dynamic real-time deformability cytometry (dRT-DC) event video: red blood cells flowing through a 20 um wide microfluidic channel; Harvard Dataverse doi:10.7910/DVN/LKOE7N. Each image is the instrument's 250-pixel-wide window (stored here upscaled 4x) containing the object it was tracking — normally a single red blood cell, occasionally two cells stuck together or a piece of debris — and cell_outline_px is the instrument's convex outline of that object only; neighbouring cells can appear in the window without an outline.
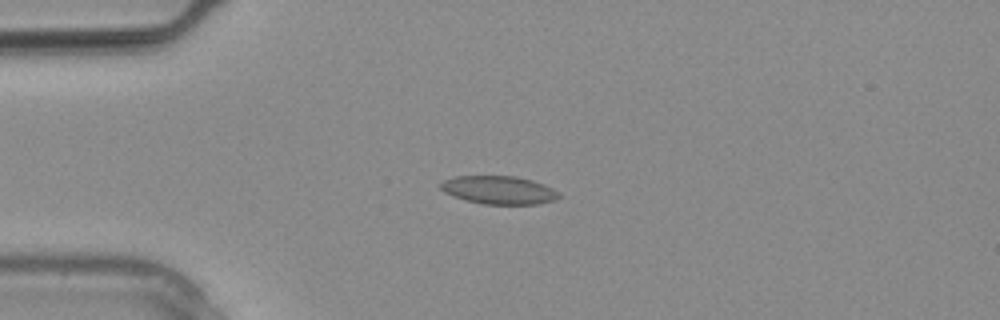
{"species": "common noctule bat (a hibernating species)", "species_latin": "Nyctalus noctula", "temperature_condition": "warm", "stored_images_in_passage": 9, "camera_frame_rate_fps": 3000, "um_per_image_px": 0.085, "animal": {"sex": "male", "body_mass_g": 20.4}, "frame": {"image": 1, "passage_image": 6, "time_ms": 1.667, "image_size_px": [1000, 320], "cell_outline_px": [[560, 196], [556, 200], [540, 204], [484, 204], [452, 196], [444, 192], [440, 188], [440, 184], [444, 180], [452, 176], [516, 176], [532, 180], [544, 184], [560, 192]], "centroid_in_image_um": [42.43, 16.15], "position_along_channel_um": 42.6, "area_um2": 19.54}}